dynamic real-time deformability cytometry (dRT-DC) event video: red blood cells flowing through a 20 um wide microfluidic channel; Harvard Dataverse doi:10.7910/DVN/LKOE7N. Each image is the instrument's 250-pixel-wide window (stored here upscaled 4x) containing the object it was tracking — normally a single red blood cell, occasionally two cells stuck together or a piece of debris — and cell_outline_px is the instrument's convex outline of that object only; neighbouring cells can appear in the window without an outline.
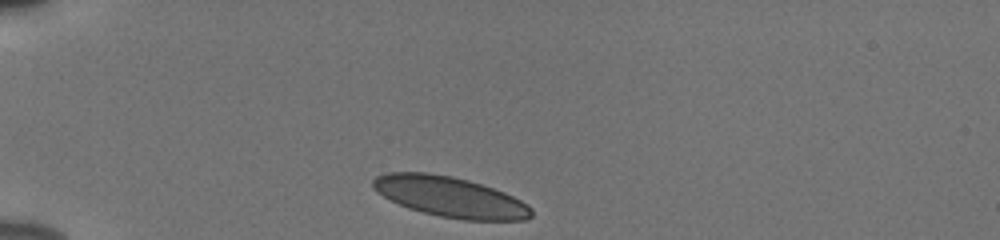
{"species": "human", "species_latin": "Homo sapiens", "temperature_condition": "cold", "stored_images_in_passage": 34, "camera_frame_rate_fps": 3000, "um_per_image_px": 0.085, "donor": {"sex": "male"}, "frame": {"image": 1, "passage_image": 1, "time_ms": 0.0, "image_size_px": [1000, 240], "cell_outline_px": [[532, 216], [524, 220], [460, 220], [440, 216], [408, 208], [376, 192], [372, 188], [372, 180], [376, 176], [388, 172], [428, 172], [452, 176], [468, 180], [504, 192], [528, 204], [532, 208]], "centroid_in_image_um": [38.25, 16.73], "position_along_channel_um": 46.8, "area_um2": 37.22}}
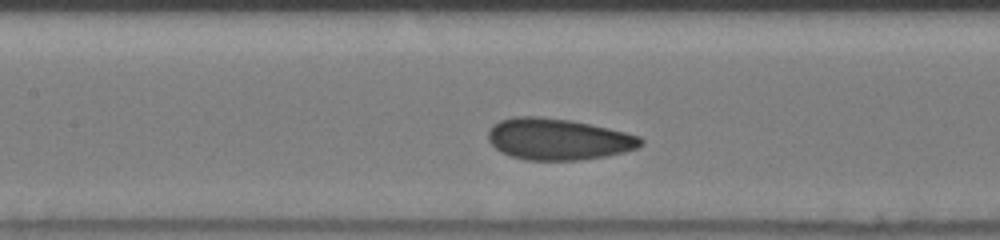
{"frame": {"image": 2, "passage_image": 13, "time_ms": 4.0, "image_size_px": [1000, 240], "cell_outline_px": [[644, 144], [636, 148], [624, 152], [604, 156], [580, 160], [524, 160], [500, 152], [488, 140], [488, 132], [492, 124], [500, 120], [516, 116], [540, 116], [572, 120], [608, 128], [640, 136], [644, 140]], "centroid_in_image_um": [47.43, 11.82], "position_along_channel_um": 160.0, "area_um2": 36.99}}
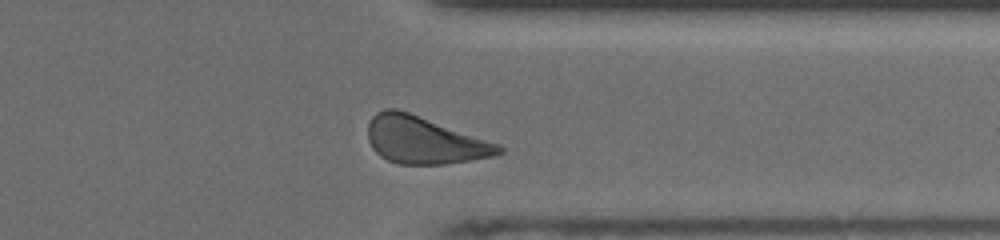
{"frame": {"image": 3, "passage_image": 30, "time_ms": 9.667, "image_size_px": [1000, 240], "cell_outline_px": [[504, 152], [492, 156], [472, 160], [444, 164], [400, 164], [388, 160], [380, 156], [372, 148], [368, 140], [368, 124], [372, 116], [376, 112], [384, 108], [396, 108], [408, 112], [500, 144], [504, 148]], "centroid_in_image_um": [36.04, 11.91], "position_along_channel_um": 375.4, "area_um2": 35.89}, "authors_computed_cell_mechanics": {"area_um2": 36.2117, "velocity_mm_per_s": 3.8051, "shape_relaxation_time_tau1_ms": 3.9751, "shape_relaxation_time_tau2_ms": 0.8132, "deformation_change_tau1": 0.0837, "deformation_change_tau2": 0.067}}